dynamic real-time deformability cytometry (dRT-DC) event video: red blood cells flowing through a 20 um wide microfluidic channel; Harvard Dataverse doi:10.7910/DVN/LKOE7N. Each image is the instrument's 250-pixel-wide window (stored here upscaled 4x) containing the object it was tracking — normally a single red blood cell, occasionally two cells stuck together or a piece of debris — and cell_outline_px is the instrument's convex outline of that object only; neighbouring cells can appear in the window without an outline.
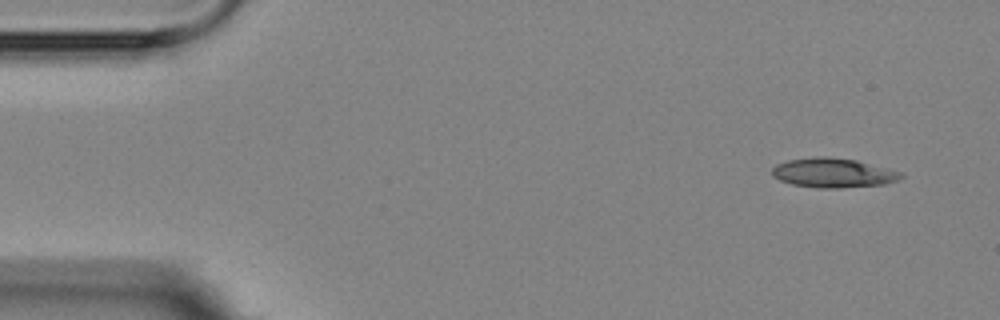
{"species": "Egyptian fruit bat (a non-hibernating species)", "species_latin": "Rousettus aegyptiacus", "temperature_condition": "room temperature", "stored_images_in_passage": 5, "camera_frame_rate_fps": 3000, "um_per_image_px": 0.085, "animal": {"sex": "female"}, "frame": {"image": 1, "passage_image": 1, "time_ms": 0.0, "image_size_px": [1000, 320], "cell_outline_px": [[904, 176], [896, 180], [884, 184], [840, 188], [816, 188], [792, 184], [780, 180], [772, 176], [772, 168], [776, 164], [788, 160], [816, 156], [828, 156], [856, 160], [900, 172]], "centroid_in_image_um": [70.77, 14.69], "position_along_channel_um": 14.2, "area_um2": 22.02}}
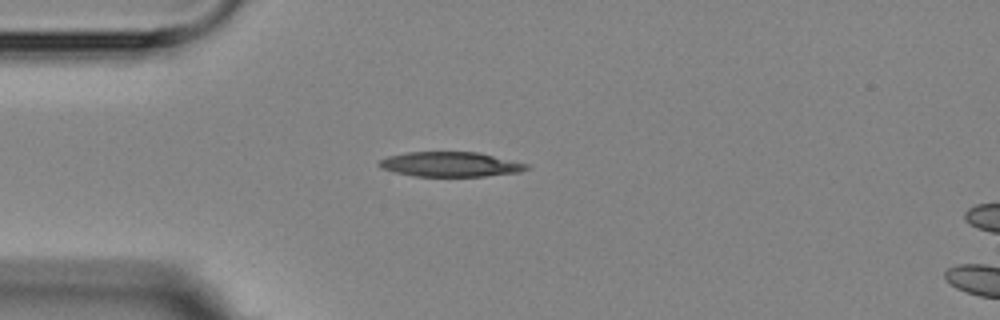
{"frame": {"image": 2, "passage_image": 4, "time_ms": 3.333, "image_size_px": [1000, 320], "cell_outline_px": [[528, 168], [520, 172], [484, 176], [416, 176], [396, 172], [380, 168], [376, 164], [380, 160], [388, 156], [408, 152], [480, 152], [528, 164]], "centroid_in_image_um": [38.27, 13.96], "position_along_channel_um": 46.7, "area_um2": 21.21}}